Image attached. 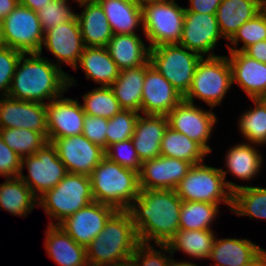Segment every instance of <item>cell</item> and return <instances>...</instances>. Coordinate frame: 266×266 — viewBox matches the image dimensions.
Returning <instances> with one entry per match:
<instances>
[{
  "label": "cell",
  "instance_id": "cell-46",
  "mask_svg": "<svg viewBox=\"0 0 266 266\" xmlns=\"http://www.w3.org/2000/svg\"><path fill=\"white\" fill-rule=\"evenodd\" d=\"M83 124L82 135L90 142L106 149V129L108 119L99 116L85 115Z\"/></svg>",
  "mask_w": 266,
  "mask_h": 266
},
{
  "label": "cell",
  "instance_id": "cell-4",
  "mask_svg": "<svg viewBox=\"0 0 266 266\" xmlns=\"http://www.w3.org/2000/svg\"><path fill=\"white\" fill-rule=\"evenodd\" d=\"M89 177L94 201L116 210H128L140 194L139 173L120 166L106 156Z\"/></svg>",
  "mask_w": 266,
  "mask_h": 266
},
{
  "label": "cell",
  "instance_id": "cell-17",
  "mask_svg": "<svg viewBox=\"0 0 266 266\" xmlns=\"http://www.w3.org/2000/svg\"><path fill=\"white\" fill-rule=\"evenodd\" d=\"M25 128L48 137L46 104L0 97V129Z\"/></svg>",
  "mask_w": 266,
  "mask_h": 266
},
{
  "label": "cell",
  "instance_id": "cell-1",
  "mask_svg": "<svg viewBox=\"0 0 266 266\" xmlns=\"http://www.w3.org/2000/svg\"><path fill=\"white\" fill-rule=\"evenodd\" d=\"M181 203L173 189L140 190L127 210L139 242L166 245L179 229Z\"/></svg>",
  "mask_w": 266,
  "mask_h": 266
},
{
  "label": "cell",
  "instance_id": "cell-34",
  "mask_svg": "<svg viewBox=\"0 0 266 266\" xmlns=\"http://www.w3.org/2000/svg\"><path fill=\"white\" fill-rule=\"evenodd\" d=\"M161 156L181 159L193 165L204 162L209 153L185 134L167 127L160 145Z\"/></svg>",
  "mask_w": 266,
  "mask_h": 266
},
{
  "label": "cell",
  "instance_id": "cell-33",
  "mask_svg": "<svg viewBox=\"0 0 266 266\" xmlns=\"http://www.w3.org/2000/svg\"><path fill=\"white\" fill-rule=\"evenodd\" d=\"M216 237L212 230H181L178 229L174 237L166 244L170 253L182 251L194 259H209L212 245ZM178 250V251H177Z\"/></svg>",
  "mask_w": 266,
  "mask_h": 266
},
{
  "label": "cell",
  "instance_id": "cell-54",
  "mask_svg": "<svg viewBox=\"0 0 266 266\" xmlns=\"http://www.w3.org/2000/svg\"><path fill=\"white\" fill-rule=\"evenodd\" d=\"M133 2H136L140 5H143L144 3H147L148 1H154V0H131Z\"/></svg>",
  "mask_w": 266,
  "mask_h": 266
},
{
  "label": "cell",
  "instance_id": "cell-41",
  "mask_svg": "<svg viewBox=\"0 0 266 266\" xmlns=\"http://www.w3.org/2000/svg\"><path fill=\"white\" fill-rule=\"evenodd\" d=\"M139 114L133 110L122 109L119 113L108 119L106 148L111 144L132 138Z\"/></svg>",
  "mask_w": 266,
  "mask_h": 266
},
{
  "label": "cell",
  "instance_id": "cell-36",
  "mask_svg": "<svg viewBox=\"0 0 266 266\" xmlns=\"http://www.w3.org/2000/svg\"><path fill=\"white\" fill-rule=\"evenodd\" d=\"M219 204L182 201L179 215L181 230H212L211 224L219 214Z\"/></svg>",
  "mask_w": 266,
  "mask_h": 266
},
{
  "label": "cell",
  "instance_id": "cell-42",
  "mask_svg": "<svg viewBox=\"0 0 266 266\" xmlns=\"http://www.w3.org/2000/svg\"><path fill=\"white\" fill-rule=\"evenodd\" d=\"M67 1L52 0L36 12L44 33L77 17L76 12L73 11Z\"/></svg>",
  "mask_w": 266,
  "mask_h": 266
},
{
  "label": "cell",
  "instance_id": "cell-40",
  "mask_svg": "<svg viewBox=\"0 0 266 266\" xmlns=\"http://www.w3.org/2000/svg\"><path fill=\"white\" fill-rule=\"evenodd\" d=\"M264 40H266V11L263 9L237 30L229 40L231 45L227 44L228 51H245L249 46ZM239 43H243L240 48L237 47Z\"/></svg>",
  "mask_w": 266,
  "mask_h": 266
},
{
  "label": "cell",
  "instance_id": "cell-30",
  "mask_svg": "<svg viewBox=\"0 0 266 266\" xmlns=\"http://www.w3.org/2000/svg\"><path fill=\"white\" fill-rule=\"evenodd\" d=\"M106 14L113 34H136L143 28L141 5L131 0H97Z\"/></svg>",
  "mask_w": 266,
  "mask_h": 266
},
{
  "label": "cell",
  "instance_id": "cell-27",
  "mask_svg": "<svg viewBox=\"0 0 266 266\" xmlns=\"http://www.w3.org/2000/svg\"><path fill=\"white\" fill-rule=\"evenodd\" d=\"M262 10L261 0H223L215 13L223 39L229 41L245 22Z\"/></svg>",
  "mask_w": 266,
  "mask_h": 266
},
{
  "label": "cell",
  "instance_id": "cell-14",
  "mask_svg": "<svg viewBox=\"0 0 266 266\" xmlns=\"http://www.w3.org/2000/svg\"><path fill=\"white\" fill-rule=\"evenodd\" d=\"M223 38L215 14L185 12L179 45L202 57L217 56L213 50Z\"/></svg>",
  "mask_w": 266,
  "mask_h": 266
},
{
  "label": "cell",
  "instance_id": "cell-57",
  "mask_svg": "<svg viewBox=\"0 0 266 266\" xmlns=\"http://www.w3.org/2000/svg\"><path fill=\"white\" fill-rule=\"evenodd\" d=\"M261 4L264 7L266 5V0H261Z\"/></svg>",
  "mask_w": 266,
  "mask_h": 266
},
{
  "label": "cell",
  "instance_id": "cell-16",
  "mask_svg": "<svg viewBox=\"0 0 266 266\" xmlns=\"http://www.w3.org/2000/svg\"><path fill=\"white\" fill-rule=\"evenodd\" d=\"M43 47L55 57L56 66L64 63L75 69L85 48L77 17L45 32L40 52Z\"/></svg>",
  "mask_w": 266,
  "mask_h": 266
},
{
  "label": "cell",
  "instance_id": "cell-35",
  "mask_svg": "<svg viewBox=\"0 0 266 266\" xmlns=\"http://www.w3.org/2000/svg\"><path fill=\"white\" fill-rule=\"evenodd\" d=\"M231 212L266 220V187L242 185L233 192Z\"/></svg>",
  "mask_w": 266,
  "mask_h": 266
},
{
  "label": "cell",
  "instance_id": "cell-53",
  "mask_svg": "<svg viewBox=\"0 0 266 266\" xmlns=\"http://www.w3.org/2000/svg\"><path fill=\"white\" fill-rule=\"evenodd\" d=\"M4 42H3V38H2V29H1V22H0V49L3 48Z\"/></svg>",
  "mask_w": 266,
  "mask_h": 266
},
{
  "label": "cell",
  "instance_id": "cell-58",
  "mask_svg": "<svg viewBox=\"0 0 266 266\" xmlns=\"http://www.w3.org/2000/svg\"><path fill=\"white\" fill-rule=\"evenodd\" d=\"M120 266H131L129 263L125 264V265H120Z\"/></svg>",
  "mask_w": 266,
  "mask_h": 266
},
{
  "label": "cell",
  "instance_id": "cell-38",
  "mask_svg": "<svg viewBox=\"0 0 266 266\" xmlns=\"http://www.w3.org/2000/svg\"><path fill=\"white\" fill-rule=\"evenodd\" d=\"M82 97L81 106L86 115L110 119L122 110L110 86L96 87Z\"/></svg>",
  "mask_w": 266,
  "mask_h": 266
},
{
  "label": "cell",
  "instance_id": "cell-28",
  "mask_svg": "<svg viewBox=\"0 0 266 266\" xmlns=\"http://www.w3.org/2000/svg\"><path fill=\"white\" fill-rule=\"evenodd\" d=\"M257 146L259 145L242 142L227 150L224 156V166L227 168H220L224 179L228 172L244 181L257 177L263 164V155L255 148Z\"/></svg>",
  "mask_w": 266,
  "mask_h": 266
},
{
  "label": "cell",
  "instance_id": "cell-18",
  "mask_svg": "<svg viewBox=\"0 0 266 266\" xmlns=\"http://www.w3.org/2000/svg\"><path fill=\"white\" fill-rule=\"evenodd\" d=\"M85 112L81 104L63 95L46 103L48 137L52 142L56 138L77 136L83 133Z\"/></svg>",
  "mask_w": 266,
  "mask_h": 266
},
{
  "label": "cell",
  "instance_id": "cell-37",
  "mask_svg": "<svg viewBox=\"0 0 266 266\" xmlns=\"http://www.w3.org/2000/svg\"><path fill=\"white\" fill-rule=\"evenodd\" d=\"M254 108L244 111L239 117L238 127L247 143L266 144V98L251 99Z\"/></svg>",
  "mask_w": 266,
  "mask_h": 266
},
{
  "label": "cell",
  "instance_id": "cell-11",
  "mask_svg": "<svg viewBox=\"0 0 266 266\" xmlns=\"http://www.w3.org/2000/svg\"><path fill=\"white\" fill-rule=\"evenodd\" d=\"M4 45L23 54L39 53L44 39L37 13L18 4L17 7L1 21Z\"/></svg>",
  "mask_w": 266,
  "mask_h": 266
},
{
  "label": "cell",
  "instance_id": "cell-6",
  "mask_svg": "<svg viewBox=\"0 0 266 266\" xmlns=\"http://www.w3.org/2000/svg\"><path fill=\"white\" fill-rule=\"evenodd\" d=\"M37 201L38 206L42 207L50 218L48 225H59L94 201L90 177L68 172L54 188L46 191Z\"/></svg>",
  "mask_w": 266,
  "mask_h": 266
},
{
  "label": "cell",
  "instance_id": "cell-51",
  "mask_svg": "<svg viewBox=\"0 0 266 266\" xmlns=\"http://www.w3.org/2000/svg\"><path fill=\"white\" fill-rule=\"evenodd\" d=\"M51 1L52 0H19V4L37 12L41 7H44Z\"/></svg>",
  "mask_w": 266,
  "mask_h": 266
},
{
  "label": "cell",
  "instance_id": "cell-23",
  "mask_svg": "<svg viewBox=\"0 0 266 266\" xmlns=\"http://www.w3.org/2000/svg\"><path fill=\"white\" fill-rule=\"evenodd\" d=\"M168 127L166 115L139 114L132 141L141 162L161 156V141Z\"/></svg>",
  "mask_w": 266,
  "mask_h": 266
},
{
  "label": "cell",
  "instance_id": "cell-5",
  "mask_svg": "<svg viewBox=\"0 0 266 266\" xmlns=\"http://www.w3.org/2000/svg\"><path fill=\"white\" fill-rule=\"evenodd\" d=\"M242 185L224 179L220 168L204 164L193 165L175 191L182 201L228 205L232 209L233 192Z\"/></svg>",
  "mask_w": 266,
  "mask_h": 266
},
{
  "label": "cell",
  "instance_id": "cell-45",
  "mask_svg": "<svg viewBox=\"0 0 266 266\" xmlns=\"http://www.w3.org/2000/svg\"><path fill=\"white\" fill-rule=\"evenodd\" d=\"M23 53L4 46L0 49V97L8 96L15 69Z\"/></svg>",
  "mask_w": 266,
  "mask_h": 266
},
{
  "label": "cell",
  "instance_id": "cell-13",
  "mask_svg": "<svg viewBox=\"0 0 266 266\" xmlns=\"http://www.w3.org/2000/svg\"><path fill=\"white\" fill-rule=\"evenodd\" d=\"M67 172L90 176L105 157V149L90 142L82 134L56 138L51 142Z\"/></svg>",
  "mask_w": 266,
  "mask_h": 266
},
{
  "label": "cell",
  "instance_id": "cell-12",
  "mask_svg": "<svg viewBox=\"0 0 266 266\" xmlns=\"http://www.w3.org/2000/svg\"><path fill=\"white\" fill-rule=\"evenodd\" d=\"M168 126L199 143L208 153L212 152L208 140L218 122L213 109L205 110L182 100L166 115Z\"/></svg>",
  "mask_w": 266,
  "mask_h": 266
},
{
  "label": "cell",
  "instance_id": "cell-31",
  "mask_svg": "<svg viewBox=\"0 0 266 266\" xmlns=\"http://www.w3.org/2000/svg\"><path fill=\"white\" fill-rule=\"evenodd\" d=\"M151 65L150 60L138 68L120 71L115 82L110 86L124 110H133L141 113L142 89L145 71Z\"/></svg>",
  "mask_w": 266,
  "mask_h": 266
},
{
  "label": "cell",
  "instance_id": "cell-20",
  "mask_svg": "<svg viewBox=\"0 0 266 266\" xmlns=\"http://www.w3.org/2000/svg\"><path fill=\"white\" fill-rule=\"evenodd\" d=\"M182 100L183 96L153 65L146 69L142 89V114L167 115Z\"/></svg>",
  "mask_w": 266,
  "mask_h": 266
},
{
  "label": "cell",
  "instance_id": "cell-32",
  "mask_svg": "<svg viewBox=\"0 0 266 266\" xmlns=\"http://www.w3.org/2000/svg\"><path fill=\"white\" fill-rule=\"evenodd\" d=\"M36 206L37 198L20 177L5 178L0 184V209L26 218Z\"/></svg>",
  "mask_w": 266,
  "mask_h": 266
},
{
  "label": "cell",
  "instance_id": "cell-10",
  "mask_svg": "<svg viewBox=\"0 0 266 266\" xmlns=\"http://www.w3.org/2000/svg\"><path fill=\"white\" fill-rule=\"evenodd\" d=\"M21 165L19 177L37 199L54 188L68 173L58 158L55 146L49 141L35 154L22 158ZM24 167L28 175L23 174Z\"/></svg>",
  "mask_w": 266,
  "mask_h": 266
},
{
  "label": "cell",
  "instance_id": "cell-24",
  "mask_svg": "<svg viewBox=\"0 0 266 266\" xmlns=\"http://www.w3.org/2000/svg\"><path fill=\"white\" fill-rule=\"evenodd\" d=\"M44 248L58 266H89L86 247L77 244L59 225H48Z\"/></svg>",
  "mask_w": 266,
  "mask_h": 266
},
{
  "label": "cell",
  "instance_id": "cell-52",
  "mask_svg": "<svg viewBox=\"0 0 266 266\" xmlns=\"http://www.w3.org/2000/svg\"><path fill=\"white\" fill-rule=\"evenodd\" d=\"M170 266H198L197 263L189 261H176L174 260Z\"/></svg>",
  "mask_w": 266,
  "mask_h": 266
},
{
  "label": "cell",
  "instance_id": "cell-49",
  "mask_svg": "<svg viewBox=\"0 0 266 266\" xmlns=\"http://www.w3.org/2000/svg\"><path fill=\"white\" fill-rule=\"evenodd\" d=\"M244 52L251 58L266 63V40L259 41L249 46Z\"/></svg>",
  "mask_w": 266,
  "mask_h": 266
},
{
  "label": "cell",
  "instance_id": "cell-39",
  "mask_svg": "<svg viewBox=\"0 0 266 266\" xmlns=\"http://www.w3.org/2000/svg\"><path fill=\"white\" fill-rule=\"evenodd\" d=\"M0 137L21 158L35 154L48 142L41 133L25 128L0 129Z\"/></svg>",
  "mask_w": 266,
  "mask_h": 266
},
{
  "label": "cell",
  "instance_id": "cell-21",
  "mask_svg": "<svg viewBox=\"0 0 266 266\" xmlns=\"http://www.w3.org/2000/svg\"><path fill=\"white\" fill-rule=\"evenodd\" d=\"M264 257L266 249L256 245L248 238L214 239L209 260L215 264L209 266H256Z\"/></svg>",
  "mask_w": 266,
  "mask_h": 266
},
{
  "label": "cell",
  "instance_id": "cell-56",
  "mask_svg": "<svg viewBox=\"0 0 266 266\" xmlns=\"http://www.w3.org/2000/svg\"><path fill=\"white\" fill-rule=\"evenodd\" d=\"M73 1H75L76 3H78V2H84V1H97V0H73Z\"/></svg>",
  "mask_w": 266,
  "mask_h": 266
},
{
  "label": "cell",
  "instance_id": "cell-8",
  "mask_svg": "<svg viewBox=\"0 0 266 266\" xmlns=\"http://www.w3.org/2000/svg\"><path fill=\"white\" fill-rule=\"evenodd\" d=\"M142 32L149 47L179 44L184 26L185 7L175 0H154L141 5Z\"/></svg>",
  "mask_w": 266,
  "mask_h": 266
},
{
  "label": "cell",
  "instance_id": "cell-3",
  "mask_svg": "<svg viewBox=\"0 0 266 266\" xmlns=\"http://www.w3.org/2000/svg\"><path fill=\"white\" fill-rule=\"evenodd\" d=\"M139 243L130 213L117 210L105 223L100 234L86 247L88 265H125Z\"/></svg>",
  "mask_w": 266,
  "mask_h": 266
},
{
  "label": "cell",
  "instance_id": "cell-9",
  "mask_svg": "<svg viewBox=\"0 0 266 266\" xmlns=\"http://www.w3.org/2000/svg\"><path fill=\"white\" fill-rule=\"evenodd\" d=\"M202 56L179 44H166L150 49V62L184 97L192 84Z\"/></svg>",
  "mask_w": 266,
  "mask_h": 266
},
{
  "label": "cell",
  "instance_id": "cell-25",
  "mask_svg": "<svg viewBox=\"0 0 266 266\" xmlns=\"http://www.w3.org/2000/svg\"><path fill=\"white\" fill-rule=\"evenodd\" d=\"M77 4L83 8L77 19L85 47H106L114 34L100 4L97 1Z\"/></svg>",
  "mask_w": 266,
  "mask_h": 266
},
{
  "label": "cell",
  "instance_id": "cell-55",
  "mask_svg": "<svg viewBox=\"0 0 266 266\" xmlns=\"http://www.w3.org/2000/svg\"><path fill=\"white\" fill-rule=\"evenodd\" d=\"M256 266H266V257H264Z\"/></svg>",
  "mask_w": 266,
  "mask_h": 266
},
{
  "label": "cell",
  "instance_id": "cell-29",
  "mask_svg": "<svg viewBox=\"0 0 266 266\" xmlns=\"http://www.w3.org/2000/svg\"><path fill=\"white\" fill-rule=\"evenodd\" d=\"M78 68L84 71L86 80L91 79L100 86H111L120 74L106 47H85L74 70Z\"/></svg>",
  "mask_w": 266,
  "mask_h": 266
},
{
  "label": "cell",
  "instance_id": "cell-48",
  "mask_svg": "<svg viewBox=\"0 0 266 266\" xmlns=\"http://www.w3.org/2000/svg\"><path fill=\"white\" fill-rule=\"evenodd\" d=\"M222 1L223 0H189V7H185V12L215 14Z\"/></svg>",
  "mask_w": 266,
  "mask_h": 266
},
{
  "label": "cell",
  "instance_id": "cell-22",
  "mask_svg": "<svg viewBox=\"0 0 266 266\" xmlns=\"http://www.w3.org/2000/svg\"><path fill=\"white\" fill-rule=\"evenodd\" d=\"M232 84L239 85L250 99L266 98V63L248 56L244 51H228Z\"/></svg>",
  "mask_w": 266,
  "mask_h": 266
},
{
  "label": "cell",
  "instance_id": "cell-47",
  "mask_svg": "<svg viewBox=\"0 0 266 266\" xmlns=\"http://www.w3.org/2000/svg\"><path fill=\"white\" fill-rule=\"evenodd\" d=\"M22 158L0 137V177L16 178L21 172Z\"/></svg>",
  "mask_w": 266,
  "mask_h": 266
},
{
  "label": "cell",
  "instance_id": "cell-19",
  "mask_svg": "<svg viewBox=\"0 0 266 266\" xmlns=\"http://www.w3.org/2000/svg\"><path fill=\"white\" fill-rule=\"evenodd\" d=\"M192 163L159 156L141 164L139 185L141 190H175L180 181L187 175Z\"/></svg>",
  "mask_w": 266,
  "mask_h": 266
},
{
  "label": "cell",
  "instance_id": "cell-43",
  "mask_svg": "<svg viewBox=\"0 0 266 266\" xmlns=\"http://www.w3.org/2000/svg\"><path fill=\"white\" fill-rule=\"evenodd\" d=\"M155 246L159 247L160 250L155 249L153 244L139 243L128 263L131 266H170L174 259L169 247L167 245Z\"/></svg>",
  "mask_w": 266,
  "mask_h": 266
},
{
  "label": "cell",
  "instance_id": "cell-26",
  "mask_svg": "<svg viewBox=\"0 0 266 266\" xmlns=\"http://www.w3.org/2000/svg\"><path fill=\"white\" fill-rule=\"evenodd\" d=\"M106 48L120 71L138 68L150 60V47L137 34H114Z\"/></svg>",
  "mask_w": 266,
  "mask_h": 266
},
{
  "label": "cell",
  "instance_id": "cell-2",
  "mask_svg": "<svg viewBox=\"0 0 266 266\" xmlns=\"http://www.w3.org/2000/svg\"><path fill=\"white\" fill-rule=\"evenodd\" d=\"M77 85L73 76L46 57L42 52L22 54L18 60L8 97L46 104L64 95L68 89Z\"/></svg>",
  "mask_w": 266,
  "mask_h": 266
},
{
  "label": "cell",
  "instance_id": "cell-44",
  "mask_svg": "<svg viewBox=\"0 0 266 266\" xmlns=\"http://www.w3.org/2000/svg\"><path fill=\"white\" fill-rule=\"evenodd\" d=\"M105 156L120 166L140 172L141 164L132 139L109 145L105 149Z\"/></svg>",
  "mask_w": 266,
  "mask_h": 266
},
{
  "label": "cell",
  "instance_id": "cell-15",
  "mask_svg": "<svg viewBox=\"0 0 266 266\" xmlns=\"http://www.w3.org/2000/svg\"><path fill=\"white\" fill-rule=\"evenodd\" d=\"M117 210L93 201L62 221L59 226L79 245L87 247Z\"/></svg>",
  "mask_w": 266,
  "mask_h": 266
},
{
  "label": "cell",
  "instance_id": "cell-50",
  "mask_svg": "<svg viewBox=\"0 0 266 266\" xmlns=\"http://www.w3.org/2000/svg\"><path fill=\"white\" fill-rule=\"evenodd\" d=\"M19 4V0H0V22L3 21Z\"/></svg>",
  "mask_w": 266,
  "mask_h": 266
},
{
  "label": "cell",
  "instance_id": "cell-7",
  "mask_svg": "<svg viewBox=\"0 0 266 266\" xmlns=\"http://www.w3.org/2000/svg\"><path fill=\"white\" fill-rule=\"evenodd\" d=\"M232 85V72L227 56L202 57L183 100L194 104L197 98L214 109L221 105Z\"/></svg>",
  "mask_w": 266,
  "mask_h": 266
}]
</instances>
